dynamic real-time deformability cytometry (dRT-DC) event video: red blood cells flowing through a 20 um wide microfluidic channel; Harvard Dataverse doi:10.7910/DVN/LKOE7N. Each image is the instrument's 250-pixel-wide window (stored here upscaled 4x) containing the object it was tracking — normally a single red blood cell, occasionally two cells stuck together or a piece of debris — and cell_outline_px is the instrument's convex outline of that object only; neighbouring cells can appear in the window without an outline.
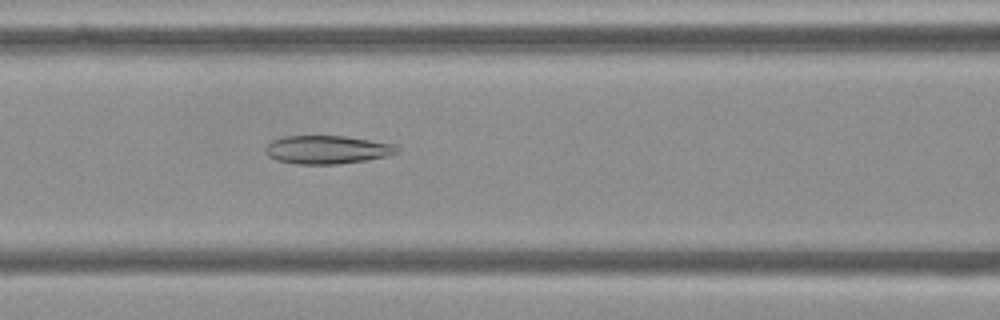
{"species": "Egyptian fruit bat (a non-hibernating species)", "species_latin": "Rousettus aegyptiacus", "temperature_condition": "cold", "stored_images_in_passage": 53, "camera_frame_rate_fps": 3000, "um_per_image_px": 0.085, "frame": {"image": 1, "passage_image": 22, "time_ms": 7.0, "image_size_px": [1000, 320], "cell_outline_px": [[400, 152], [384, 156], [364, 160], [340, 164], [296, 164], [276, 160], [268, 156], [264, 152], [264, 148], [272, 140], [284, 136], [344, 136], [396, 144], [400, 148]], "centroid_in_image_um": [27.79, 12.72], "position_along_channel_um": 138.8, "area_um2": 21.79}}
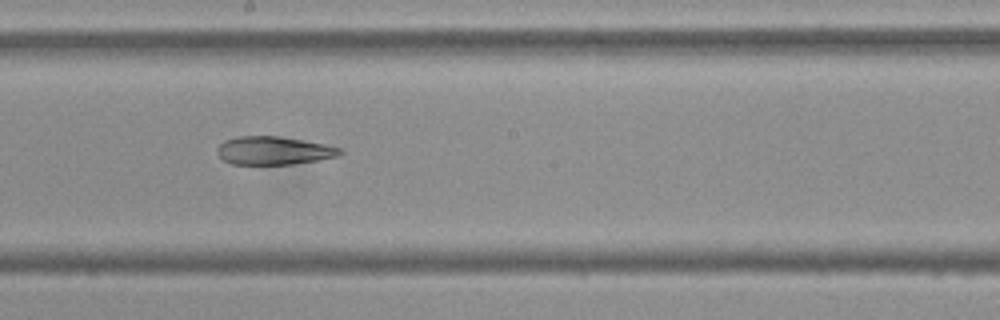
{"frame": {"image": 2, "passage_image": 29, "time_ms": 9.333, "image_size_px": [1000, 320], "cell_outline_px": [[344, 152], [340, 156], [292, 164], [232, 164], [224, 160], [216, 152], [216, 148], [224, 140], [236, 136], [276, 136], [324, 144], [340, 148]], "centroid_in_image_um": [23.24, 12.8], "position_along_channel_um": 225.0, "area_um2": 20.06}}
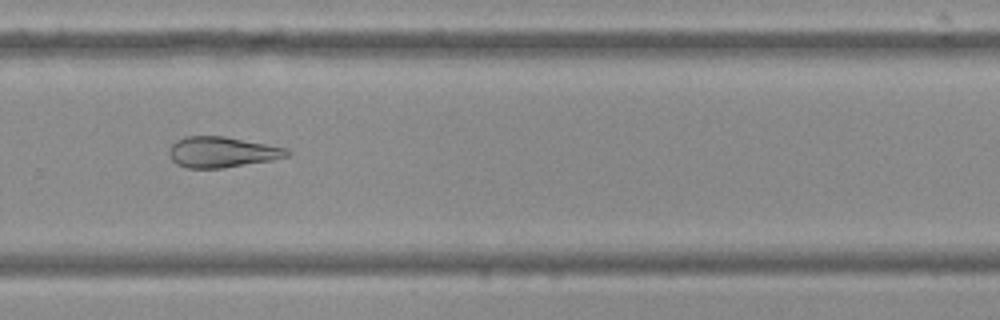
{"frame": {"image": 3, "passage_image": 36, "time_ms": 11.667, "image_size_px": [1000, 320], "cell_outline_px": [[292, 152], [288, 156], [272, 160], [224, 168], [184, 168], [176, 164], [168, 156], [168, 148], [176, 140], [184, 136], [224, 136], [288, 148]], "centroid_in_image_um": [18.84, 12.93], "position_along_channel_um": 311.0, "area_um2": 21.39}}